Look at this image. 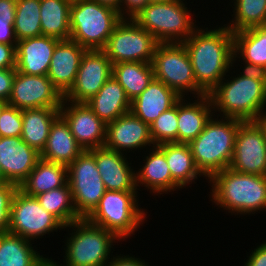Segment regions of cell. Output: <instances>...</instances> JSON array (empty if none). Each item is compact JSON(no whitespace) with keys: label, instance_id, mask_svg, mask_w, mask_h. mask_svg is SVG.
<instances>
[{"label":"cell","instance_id":"6da1fadb","mask_svg":"<svg viewBox=\"0 0 266 266\" xmlns=\"http://www.w3.org/2000/svg\"><path fill=\"white\" fill-rule=\"evenodd\" d=\"M224 26V27H223ZM208 30L196 28L183 42L197 85L209 94L234 66L233 32L224 24Z\"/></svg>","mask_w":266,"mask_h":266},{"label":"cell","instance_id":"7a4b0ae2","mask_svg":"<svg viewBox=\"0 0 266 266\" xmlns=\"http://www.w3.org/2000/svg\"><path fill=\"white\" fill-rule=\"evenodd\" d=\"M215 112L240 121H256L266 107V73L243 69L222 81L208 94Z\"/></svg>","mask_w":266,"mask_h":266},{"label":"cell","instance_id":"3957f363","mask_svg":"<svg viewBox=\"0 0 266 266\" xmlns=\"http://www.w3.org/2000/svg\"><path fill=\"white\" fill-rule=\"evenodd\" d=\"M207 180L212 187L210 201L228 213L246 215L266 210V176L226 168Z\"/></svg>","mask_w":266,"mask_h":266},{"label":"cell","instance_id":"277c9868","mask_svg":"<svg viewBox=\"0 0 266 266\" xmlns=\"http://www.w3.org/2000/svg\"><path fill=\"white\" fill-rule=\"evenodd\" d=\"M211 117L204 130L189 145L199 171L210 178L214 173L229 168L234 154L235 137L243 121Z\"/></svg>","mask_w":266,"mask_h":266},{"label":"cell","instance_id":"5b68a950","mask_svg":"<svg viewBox=\"0 0 266 266\" xmlns=\"http://www.w3.org/2000/svg\"><path fill=\"white\" fill-rule=\"evenodd\" d=\"M119 11L93 0H72L70 38L87 50H102L116 25Z\"/></svg>","mask_w":266,"mask_h":266},{"label":"cell","instance_id":"8992f818","mask_svg":"<svg viewBox=\"0 0 266 266\" xmlns=\"http://www.w3.org/2000/svg\"><path fill=\"white\" fill-rule=\"evenodd\" d=\"M184 1L149 2L132 19L158 43H183L198 27Z\"/></svg>","mask_w":266,"mask_h":266},{"label":"cell","instance_id":"52a82bcc","mask_svg":"<svg viewBox=\"0 0 266 266\" xmlns=\"http://www.w3.org/2000/svg\"><path fill=\"white\" fill-rule=\"evenodd\" d=\"M64 228H72L73 231L64 245L65 259L61 266H107L111 261L109 256L113 243L121 241L112 232L90 223L85 218L72 222Z\"/></svg>","mask_w":266,"mask_h":266},{"label":"cell","instance_id":"ba28073f","mask_svg":"<svg viewBox=\"0 0 266 266\" xmlns=\"http://www.w3.org/2000/svg\"><path fill=\"white\" fill-rule=\"evenodd\" d=\"M138 191L106 190L96 208L85 218L126 240L142 226L146 213L138 205ZM138 199V200H137Z\"/></svg>","mask_w":266,"mask_h":266},{"label":"cell","instance_id":"9c48e42d","mask_svg":"<svg viewBox=\"0 0 266 266\" xmlns=\"http://www.w3.org/2000/svg\"><path fill=\"white\" fill-rule=\"evenodd\" d=\"M151 64L155 79L173 89L180 97H186L188 92L194 95V99L206 94L196 83L192 63L183 43H158Z\"/></svg>","mask_w":266,"mask_h":266},{"label":"cell","instance_id":"30bf717a","mask_svg":"<svg viewBox=\"0 0 266 266\" xmlns=\"http://www.w3.org/2000/svg\"><path fill=\"white\" fill-rule=\"evenodd\" d=\"M67 182L77 214L86 218L106 191L95 161V148L84 150L67 167Z\"/></svg>","mask_w":266,"mask_h":266},{"label":"cell","instance_id":"8fae6325","mask_svg":"<svg viewBox=\"0 0 266 266\" xmlns=\"http://www.w3.org/2000/svg\"><path fill=\"white\" fill-rule=\"evenodd\" d=\"M158 41L132 18H122L102 49L112 65L121 62L152 63Z\"/></svg>","mask_w":266,"mask_h":266},{"label":"cell","instance_id":"7c38bea8","mask_svg":"<svg viewBox=\"0 0 266 266\" xmlns=\"http://www.w3.org/2000/svg\"><path fill=\"white\" fill-rule=\"evenodd\" d=\"M59 229H64V225L46 211L36 197L17 190L11 204L8 232L32 241Z\"/></svg>","mask_w":266,"mask_h":266},{"label":"cell","instance_id":"4fadbf2b","mask_svg":"<svg viewBox=\"0 0 266 266\" xmlns=\"http://www.w3.org/2000/svg\"><path fill=\"white\" fill-rule=\"evenodd\" d=\"M229 168L240 173L266 176V136L257 121H245L238 127Z\"/></svg>","mask_w":266,"mask_h":266},{"label":"cell","instance_id":"5bb4252c","mask_svg":"<svg viewBox=\"0 0 266 266\" xmlns=\"http://www.w3.org/2000/svg\"><path fill=\"white\" fill-rule=\"evenodd\" d=\"M64 96L47 75H26L16 71L12 93L7 104L19 110L32 108H60Z\"/></svg>","mask_w":266,"mask_h":266},{"label":"cell","instance_id":"9a60e30c","mask_svg":"<svg viewBox=\"0 0 266 266\" xmlns=\"http://www.w3.org/2000/svg\"><path fill=\"white\" fill-rule=\"evenodd\" d=\"M112 76V63L103 50H86L72 88L64 95L70 102L86 103Z\"/></svg>","mask_w":266,"mask_h":266},{"label":"cell","instance_id":"2e32d148","mask_svg":"<svg viewBox=\"0 0 266 266\" xmlns=\"http://www.w3.org/2000/svg\"><path fill=\"white\" fill-rule=\"evenodd\" d=\"M60 115L68 123L71 133L84 150L105 145L107 124L87 103L63 100Z\"/></svg>","mask_w":266,"mask_h":266},{"label":"cell","instance_id":"e0dca14e","mask_svg":"<svg viewBox=\"0 0 266 266\" xmlns=\"http://www.w3.org/2000/svg\"><path fill=\"white\" fill-rule=\"evenodd\" d=\"M39 159L40 153L21 137H0V168L7 182L20 186Z\"/></svg>","mask_w":266,"mask_h":266},{"label":"cell","instance_id":"ac0fdd59","mask_svg":"<svg viewBox=\"0 0 266 266\" xmlns=\"http://www.w3.org/2000/svg\"><path fill=\"white\" fill-rule=\"evenodd\" d=\"M104 146L125 153L126 150L130 152L134 149L140 150L139 148L145 149L147 146L154 147L155 145L151 139L149 125L128 112L115 121L107 123Z\"/></svg>","mask_w":266,"mask_h":266},{"label":"cell","instance_id":"d6986e66","mask_svg":"<svg viewBox=\"0 0 266 266\" xmlns=\"http://www.w3.org/2000/svg\"><path fill=\"white\" fill-rule=\"evenodd\" d=\"M95 161L106 190L137 191L136 171L124 153L97 147Z\"/></svg>","mask_w":266,"mask_h":266},{"label":"cell","instance_id":"ffe728a7","mask_svg":"<svg viewBox=\"0 0 266 266\" xmlns=\"http://www.w3.org/2000/svg\"><path fill=\"white\" fill-rule=\"evenodd\" d=\"M86 50L71 39L56 44L47 76L63 96L72 88Z\"/></svg>","mask_w":266,"mask_h":266},{"label":"cell","instance_id":"44dd1931","mask_svg":"<svg viewBox=\"0 0 266 266\" xmlns=\"http://www.w3.org/2000/svg\"><path fill=\"white\" fill-rule=\"evenodd\" d=\"M59 41L45 35L17 41L16 70L26 75H47L53 51Z\"/></svg>","mask_w":266,"mask_h":266},{"label":"cell","instance_id":"7402d4cb","mask_svg":"<svg viewBox=\"0 0 266 266\" xmlns=\"http://www.w3.org/2000/svg\"><path fill=\"white\" fill-rule=\"evenodd\" d=\"M180 98L173 89L154 78L147 88L131 101L130 112L150 126Z\"/></svg>","mask_w":266,"mask_h":266},{"label":"cell","instance_id":"603a6c76","mask_svg":"<svg viewBox=\"0 0 266 266\" xmlns=\"http://www.w3.org/2000/svg\"><path fill=\"white\" fill-rule=\"evenodd\" d=\"M195 98L197 100L192 103H188L185 97L177 101L178 143L189 144L204 130L210 118L215 116L208 94Z\"/></svg>","mask_w":266,"mask_h":266},{"label":"cell","instance_id":"cb8c5ba5","mask_svg":"<svg viewBox=\"0 0 266 266\" xmlns=\"http://www.w3.org/2000/svg\"><path fill=\"white\" fill-rule=\"evenodd\" d=\"M83 151V147L71 133L68 123L59 115L51 125L40 158L68 167Z\"/></svg>","mask_w":266,"mask_h":266},{"label":"cell","instance_id":"d4e9b609","mask_svg":"<svg viewBox=\"0 0 266 266\" xmlns=\"http://www.w3.org/2000/svg\"><path fill=\"white\" fill-rule=\"evenodd\" d=\"M233 54L234 63L244 61V69L266 73V25L233 33Z\"/></svg>","mask_w":266,"mask_h":266},{"label":"cell","instance_id":"484cf974","mask_svg":"<svg viewBox=\"0 0 266 266\" xmlns=\"http://www.w3.org/2000/svg\"><path fill=\"white\" fill-rule=\"evenodd\" d=\"M151 149L148 156H145L143 167L136 171L137 190H139L138 187L144 186L158 196V194H167L181 189L171 177L165 154L157 146L149 150Z\"/></svg>","mask_w":266,"mask_h":266},{"label":"cell","instance_id":"4316f807","mask_svg":"<svg viewBox=\"0 0 266 266\" xmlns=\"http://www.w3.org/2000/svg\"><path fill=\"white\" fill-rule=\"evenodd\" d=\"M86 103L106 124L130 112L131 106L126 92L113 76Z\"/></svg>","mask_w":266,"mask_h":266},{"label":"cell","instance_id":"83f0119b","mask_svg":"<svg viewBox=\"0 0 266 266\" xmlns=\"http://www.w3.org/2000/svg\"><path fill=\"white\" fill-rule=\"evenodd\" d=\"M67 183V166L39 159L35 168L21 183L19 190L36 197L47 191L60 188Z\"/></svg>","mask_w":266,"mask_h":266},{"label":"cell","instance_id":"f1b7e54d","mask_svg":"<svg viewBox=\"0 0 266 266\" xmlns=\"http://www.w3.org/2000/svg\"><path fill=\"white\" fill-rule=\"evenodd\" d=\"M59 115L60 108L22 110V140L41 153L46 145L51 125Z\"/></svg>","mask_w":266,"mask_h":266},{"label":"cell","instance_id":"f546056e","mask_svg":"<svg viewBox=\"0 0 266 266\" xmlns=\"http://www.w3.org/2000/svg\"><path fill=\"white\" fill-rule=\"evenodd\" d=\"M166 157L172 179L183 189L204 177L196 167L190 145L187 143H164L157 146ZM193 181V182H192Z\"/></svg>","mask_w":266,"mask_h":266},{"label":"cell","instance_id":"4dcf8cb0","mask_svg":"<svg viewBox=\"0 0 266 266\" xmlns=\"http://www.w3.org/2000/svg\"><path fill=\"white\" fill-rule=\"evenodd\" d=\"M31 242L10 232L0 234V266H38L46 257Z\"/></svg>","mask_w":266,"mask_h":266},{"label":"cell","instance_id":"1f68e13d","mask_svg":"<svg viewBox=\"0 0 266 266\" xmlns=\"http://www.w3.org/2000/svg\"><path fill=\"white\" fill-rule=\"evenodd\" d=\"M72 0H40L42 35L59 40L70 38V7Z\"/></svg>","mask_w":266,"mask_h":266},{"label":"cell","instance_id":"d6a6232c","mask_svg":"<svg viewBox=\"0 0 266 266\" xmlns=\"http://www.w3.org/2000/svg\"><path fill=\"white\" fill-rule=\"evenodd\" d=\"M112 76L119 82L132 101L155 78L153 66L147 62H121L112 65Z\"/></svg>","mask_w":266,"mask_h":266},{"label":"cell","instance_id":"836d02e7","mask_svg":"<svg viewBox=\"0 0 266 266\" xmlns=\"http://www.w3.org/2000/svg\"><path fill=\"white\" fill-rule=\"evenodd\" d=\"M36 199L46 211L54 215L64 226L82 219L74 207L68 182L60 188L37 195Z\"/></svg>","mask_w":266,"mask_h":266},{"label":"cell","instance_id":"e575fe53","mask_svg":"<svg viewBox=\"0 0 266 266\" xmlns=\"http://www.w3.org/2000/svg\"><path fill=\"white\" fill-rule=\"evenodd\" d=\"M233 2L232 17H234L227 26L233 33L266 25V0H233Z\"/></svg>","mask_w":266,"mask_h":266},{"label":"cell","instance_id":"d590c367","mask_svg":"<svg viewBox=\"0 0 266 266\" xmlns=\"http://www.w3.org/2000/svg\"><path fill=\"white\" fill-rule=\"evenodd\" d=\"M17 41L42 35L40 0H17L13 24Z\"/></svg>","mask_w":266,"mask_h":266},{"label":"cell","instance_id":"8d00e7d4","mask_svg":"<svg viewBox=\"0 0 266 266\" xmlns=\"http://www.w3.org/2000/svg\"><path fill=\"white\" fill-rule=\"evenodd\" d=\"M150 135L155 146L178 143L177 102L150 124Z\"/></svg>","mask_w":266,"mask_h":266},{"label":"cell","instance_id":"74e56055","mask_svg":"<svg viewBox=\"0 0 266 266\" xmlns=\"http://www.w3.org/2000/svg\"><path fill=\"white\" fill-rule=\"evenodd\" d=\"M22 110L6 104L0 114V137H21Z\"/></svg>","mask_w":266,"mask_h":266},{"label":"cell","instance_id":"f35d334b","mask_svg":"<svg viewBox=\"0 0 266 266\" xmlns=\"http://www.w3.org/2000/svg\"><path fill=\"white\" fill-rule=\"evenodd\" d=\"M19 186L9 182H0V234L8 232L13 197Z\"/></svg>","mask_w":266,"mask_h":266},{"label":"cell","instance_id":"ab89813d","mask_svg":"<svg viewBox=\"0 0 266 266\" xmlns=\"http://www.w3.org/2000/svg\"><path fill=\"white\" fill-rule=\"evenodd\" d=\"M16 71V68L0 69V101L8 102Z\"/></svg>","mask_w":266,"mask_h":266},{"label":"cell","instance_id":"60d3db41","mask_svg":"<svg viewBox=\"0 0 266 266\" xmlns=\"http://www.w3.org/2000/svg\"><path fill=\"white\" fill-rule=\"evenodd\" d=\"M16 67V44L0 43V69Z\"/></svg>","mask_w":266,"mask_h":266},{"label":"cell","instance_id":"b9f144b4","mask_svg":"<svg viewBox=\"0 0 266 266\" xmlns=\"http://www.w3.org/2000/svg\"><path fill=\"white\" fill-rule=\"evenodd\" d=\"M149 2H150V0H121V2H120V16L122 18H133Z\"/></svg>","mask_w":266,"mask_h":266},{"label":"cell","instance_id":"7bdbcfd3","mask_svg":"<svg viewBox=\"0 0 266 266\" xmlns=\"http://www.w3.org/2000/svg\"><path fill=\"white\" fill-rule=\"evenodd\" d=\"M244 266H266V241L254 248Z\"/></svg>","mask_w":266,"mask_h":266},{"label":"cell","instance_id":"ee69618b","mask_svg":"<svg viewBox=\"0 0 266 266\" xmlns=\"http://www.w3.org/2000/svg\"><path fill=\"white\" fill-rule=\"evenodd\" d=\"M148 264V262L145 263V260H142L141 258L139 259L129 255L121 256L120 254V256H113L107 266H149Z\"/></svg>","mask_w":266,"mask_h":266},{"label":"cell","instance_id":"f6af8a7d","mask_svg":"<svg viewBox=\"0 0 266 266\" xmlns=\"http://www.w3.org/2000/svg\"><path fill=\"white\" fill-rule=\"evenodd\" d=\"M0 43L17 44L13 24L9 23L7 19H2V17H0Z\"/></svg>","mask_w":266,"mask_h":266},{"label":"cell","instance_id":"bcb514c9","mask_svg":"<svg viewBox=\"0 0 266 266\" xmlns=\"http://www.w3.org/2000/svg\"><path fill=\"white\" fill-rule=\"evenodd\" d=\"M17 0H0V17L14 24Z\"/></svg>","mask_w":266,"mask_h":266},{"label":"cell","instance_id":"7dc6e473","mask_svg":"<svg viewBox=\"0 0 266 266\" xmlns=\"http://www.w3.org/2000/svg\"><path fill=\"white\" fill-rule=\"evenodd\" d=\"M93 1H96L97 3H99L101 5L111 7L113 9L119 11V14H120V2H121V0H93Z\"/></svg>","mask_w":266,"mask_h":266},{"label":"cell","instance_id":"c3c4849f","mask_svg":"<svg viewBox=\"0 0 266 266\" xmlns=\"http://www.w3.org/2000/svg\"><path fill=\"white\" fill-rule=\"evenodd\" d=\"M38 266H61L60 263L57 261H54L51 259H49L48 257L45 258Z\"/></svg>","mask_w":266,"mask_h":266},{"label":"cell","instance_id":"681fc988","mask_svg":"<svg viewBox=\"0 0 266 266\" xmlns=\"http://www.w3.org/2000/svg\"><path fill=\"white\" fill-rule=\"evenodd\" d=\"M263 128L266 136V111L256 120Z\"/></svg>","mask_w":266,"mask_h":266},{"label":"cell","instance_id":"f907efd6","mask_svg":"<svg viewBox=\"0 0 266 266\" xmlns=\"http://www.w3.org/2000/svg\"><path fill=\"white\" fill-rule=\"evenodd\" d=\"M0 182H7L5 180V178H4V175H3L2 171H1V168H0Z\"/></svg>","mask_w":266,"mask_h":266},{"label":"cell","instance_id":"816d5d0a","mask_svg":"<svg viewBox=\"0 0 266 266\" xmlns=\"http://www.w3.org/2000/svg\"><path fill=\"white\" fill-rule=\"evenodd\" d=\"M7 103L0 101V114H1V110L2 108L6 105Z\"/></svg>","mask_w":266,"mask_h":266},{"label":"cell","instance_id":"f5cc1de1","mask_svg":"<svg viewBox=\"0 0 266 266\" xmlns=\"http://www.w3.org/2000/svg\"><path fill=\"white\" fill-rule=\"evenodd\" d=\"M166 1H172V0H150V2H166Z\"/></svg>","mask_w":266,"mask_h":266}]
</instances>
